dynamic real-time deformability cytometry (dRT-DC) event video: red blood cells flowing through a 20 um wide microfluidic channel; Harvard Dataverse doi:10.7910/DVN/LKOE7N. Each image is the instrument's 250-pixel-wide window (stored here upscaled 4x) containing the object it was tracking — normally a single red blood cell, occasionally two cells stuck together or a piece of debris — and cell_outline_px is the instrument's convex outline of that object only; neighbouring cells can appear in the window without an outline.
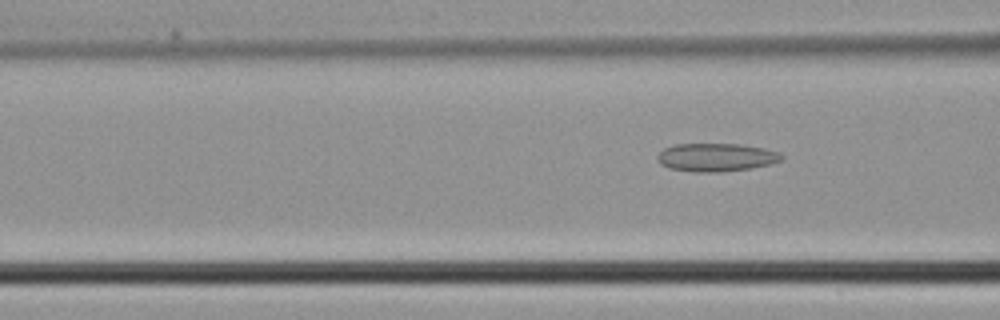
{"species": "common noctule bat (a hibernating species)", "species_latin": "Nyctalus noctula", "temperature_condition": "cold", "stored_images_in_passage": 5, "camera_frame_rate_fps": 3000, "um_per_image_px": 0.085, "animal": {"sex": "male", "body_mass_g": 21.5, "forearm_length_mm": 52.0}, "frame": {"image": 1, "passage_image": 5, "time_ms": 1.333, "image_size_px": [1000, 320], "cell_outline_px": [[784, 160], [772, 164], [752, 168], [724, 172], [696, 172], [668, 168], [660, 164], [656, 156], [664, 148], [676, 144], [740, 144], [764, 148], [780, 152], [784, 156]], "centroid_in_image_um": [60.92, 13.38], "position_along_channel_um": 105.7, "area_um2": 20.69}}